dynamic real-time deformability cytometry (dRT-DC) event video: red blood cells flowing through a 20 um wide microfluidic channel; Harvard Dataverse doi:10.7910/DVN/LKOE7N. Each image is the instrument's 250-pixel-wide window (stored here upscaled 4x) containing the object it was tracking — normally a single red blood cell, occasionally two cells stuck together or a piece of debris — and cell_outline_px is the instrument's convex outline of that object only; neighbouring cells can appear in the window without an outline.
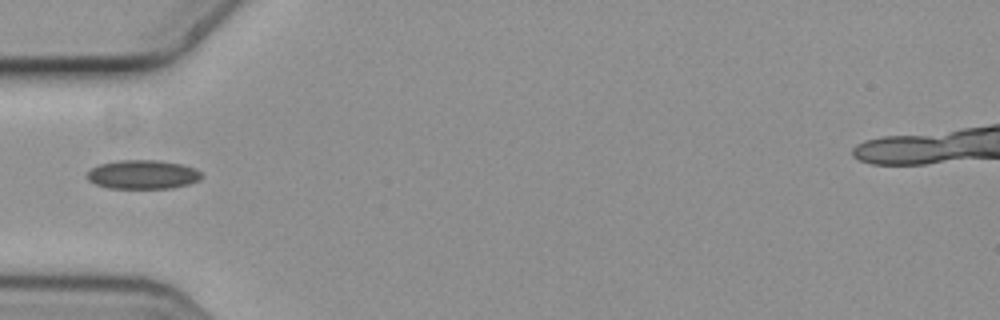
{"species": "common noctule bat (a hibernating species)", "species_latin": "Nyctalus noctula", "temperature_condition": "cold", "stored_images_in_passage": 8, "camera_frame_rate_fps": 3000, "um_per_image_px": 0.085, "animal": {"sex": "female", "body_mass_g": 19.3, "forearm_length_mm": 54.1}, "frame": {"image": 1, "passage_image": 4, "time_ms": 1.0, "image_size_px": [1000, 320], "cell_outline_px": [[200, 180], [188, 184], [172, 188], [108, 188], [96, 184], [88, 180], [84, 176], [92, 168], [100, 164], [120, 160], [160, 160], [180, 164], [192, 168], [200, 172]], "centroid_in_image_um": [12.09, 14.84], "position_along_channel_um": 72.9, "area_um2": 19.19}}
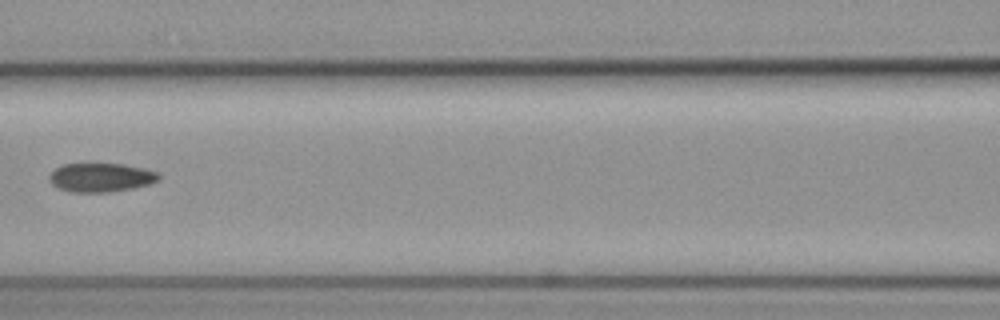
{"frame": {"image": 2, "passage_image": 6, "time_ms": 1.667, "image_size_px": [1000, 320], "cell_outline_px": [[160, 180], [148, 184], [132, 188], [108, 192], [68, 192], [52, 184], [48, 180], [48, 176], [56, 168], [64, 164], [92, 160], [96, 160], [124, 164], [144, 168], [160, 172]], "centroid_in_image_um": [8.57, 15.02], "position_along_channel_um": 158.0, "area_um2": 19.36}}
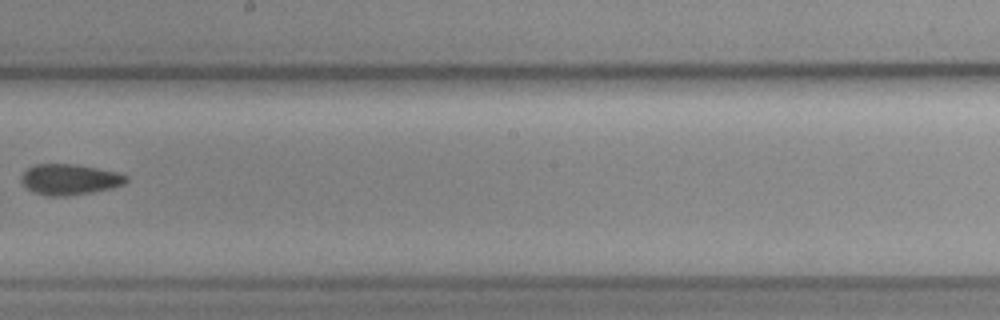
{"frame": {"image": 3, "passage_image": 8, "time_ms": 2.333, "image_size_px": [1000, 320], "cell_outline_px": [[128, 180], [124, 184], [112, 188], [92, 192], [64, 196], [48, 196], [32, 192], [20, 180], [20, 176], [28, 168], [36, 164], [76, 164], [116, 172], [128, 176]], "centroid_in_image_um": [5.91, 15.25], "position_along_channel_um": 242.3, "area_um2": 18.73}}